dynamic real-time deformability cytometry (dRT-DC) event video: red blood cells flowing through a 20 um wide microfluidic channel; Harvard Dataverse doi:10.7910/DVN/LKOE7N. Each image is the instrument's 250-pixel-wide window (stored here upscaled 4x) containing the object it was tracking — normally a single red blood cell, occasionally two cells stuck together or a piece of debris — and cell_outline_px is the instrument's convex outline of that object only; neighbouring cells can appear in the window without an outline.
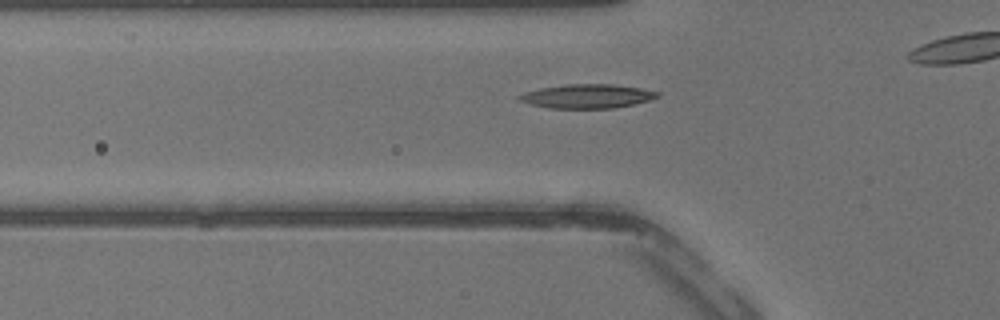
{"species": "common noctule bat (a hibernating species)", "species_latin": "Nyctalus noctula", "temperature_condition": "warm", "stored_images_in_passage": 23, "camera_frame_rate_fps": 3000, "um_per_image_px": 0.085, "animal": {"sex": "male", "body_mass_g": 13.3}, "frame": {"image": 1, "passage_image": 3, "time_ms": 0.667, "image_size_px": [1000, 320], "cell_outline_px": [[660, 96], [648, 100], [632, 104], [612, 108], [548, 108], [532, 104], [520, 100], [516, 96], [524, 92], [540, 88], [568, 84], [612, 84], [640, 88], [660, 92]], "centroid_in_image_um": [49.9, 8.17], "position_along_channel_um": 75.9, "area_um2": 19.13}}
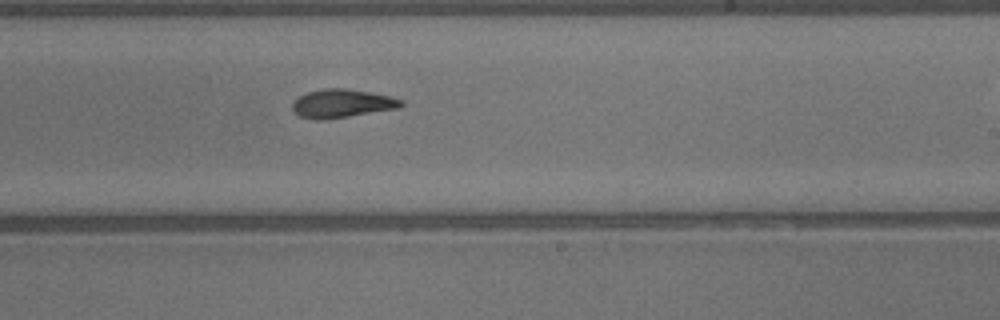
{"frame": {"image": 2, "passage_image": 14, "time_ms": 4.333, "image_size_px": [1000, 320], "cell_outline_px": [[404, 104], [400, 108], [324, 120], [316, 120], [300, 116], [292, 112], [292, 104], [300, 96], [308, 92], [324, 88], [344, 88], [392, 96], [400, 100]], "centroid_in_image_um": [29.06, 8.8], "position_along_channel_um": 259.9, "area_um2": 17.98}}
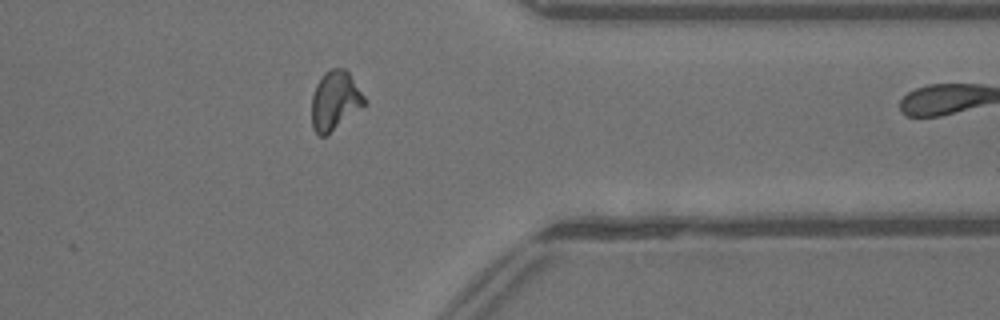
{"frame": {"image": 3, "passage_image": 22, "time_ms": 7.0, "image_size_px": [1000, 320], "cell_outline_px": [[368, 104], [324, 136], [320, 136], [312, 128], [312, 96], [316, 84], [324, 72], [332, 68], [344, 68], [348, 72], [368, 100]], "centroid_in_image_um": [28.5, 8.53], "position_along_channel_um": 382.9, "area_um2": 18.21}}